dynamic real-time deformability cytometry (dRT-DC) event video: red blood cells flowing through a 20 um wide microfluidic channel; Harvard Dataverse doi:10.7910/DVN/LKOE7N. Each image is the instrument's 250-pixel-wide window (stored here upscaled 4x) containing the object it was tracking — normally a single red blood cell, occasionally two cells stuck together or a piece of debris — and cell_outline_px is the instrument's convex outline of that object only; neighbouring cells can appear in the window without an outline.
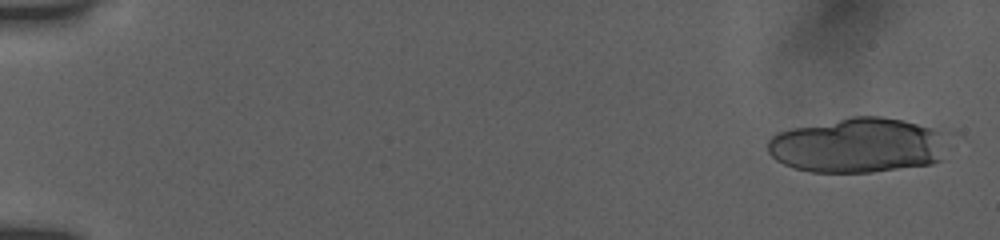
{"species": "human", "species_latin": "Homo sapiens", "temperature_condition": "room temperature", "stored_images_in_passage": 34, "camera_frame_rate_fps": 3000, "um_per_image_px": 0.085, "donor": {"sex": "female"}, "frame": {"image": 1, "passage_image": 1, "time_ms": 0.0, "image_size_px": [1000, 240], "cell_outline_px": [[944, 132], [940, 160], [932, 164], [872, 172], [812, 172], [792, 168], [776, 160], [768, 152], [768, 140], [776, 132], [792, 128], [852, 116], [880, 116], [904, 120], [932, 128]], "centroid_in_image_um": [72.86, 12.35], "position_along_channel_um": 12.1, "area_um2": 57.45}}
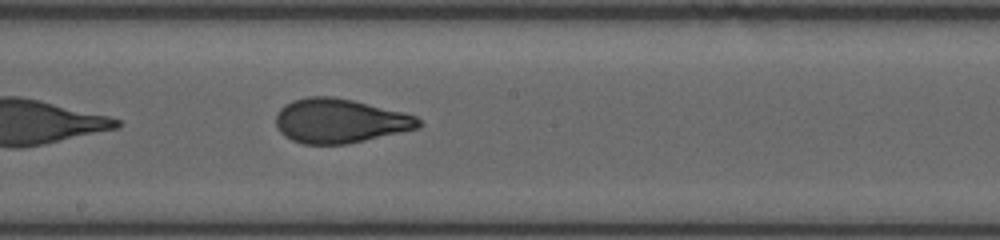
{"frame": {"image": 2, "passage_image": 18, "time_ms": 10.0, "image_size_px": [1000, 240], "cell_outline_px": [[424, 124], [420, 128], [348, 144], [304, 144], [292, 140], [284, 136], [276, 128], [276, 116], [280, 108], [284, 104], [292, 100], [308, 96], [332, 96], [352, 100], [404, 112], [416, 116]], "centroid_in_image_um": [28.89, 10.27], "position_along_channel_um": 219.3, "area_um2": 37.11}}
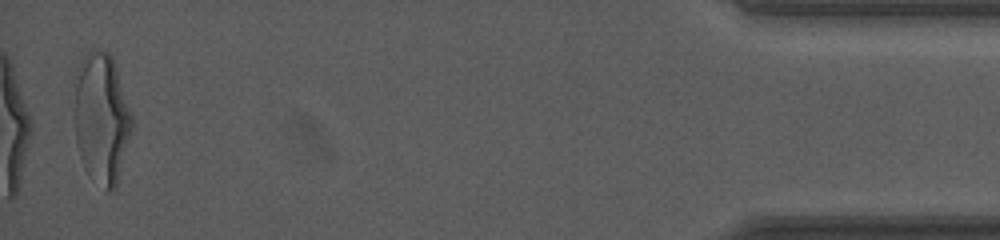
{"frame": {"image": 3, "passage_image": 34, "time_ms": 17.333, "image_size_px": [1000, 240], "cell_outline_px": [[132, 128], [116, 188], [112, 192], [108, 192], [88, 176], [84, 168], [76, 144], [72, 120], [72, 112], [76, 84], [80, 60], [88, 52], [96, 48], [108, 52], [112, 56], [132, 116]], "centroid_in_image_um": [8.59, 10.09], "position_along_channel_um": 426.6, "area_um2": 44.33}, "authors_computed_cell_mechanics": {"area_um2": 38.0324, "velocity_mm_per_s": 3.876, "shape_relaxation_time_tau1_ms": 5.2049, "shape_relaxation_time_tau2_ms": 0.7412, "deformation_change_tau1": 0.1811, "deformation_change_tau2": 0.0645}}